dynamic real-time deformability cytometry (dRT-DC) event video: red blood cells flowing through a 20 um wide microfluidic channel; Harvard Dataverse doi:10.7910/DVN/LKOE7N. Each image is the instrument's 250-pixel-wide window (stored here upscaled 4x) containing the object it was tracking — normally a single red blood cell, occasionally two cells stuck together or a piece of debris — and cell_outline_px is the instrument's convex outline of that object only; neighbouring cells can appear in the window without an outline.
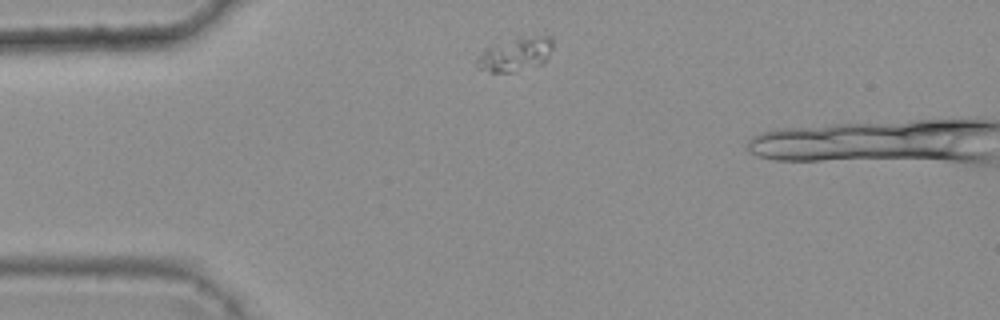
{"species": "common noctule bat (a hibernating species)", "species_latin": "Nyctalus noctula", "temperature_condition": "warm", "stored_images_in_passage": 2, "camera_frame_rate_fps": 3000, "um_per_image_px": 0.085, "animal": {"sex": "female", "body_mass_g": 25.1}, "frame": {"image": 1, "passage_image": 1, "time_ms": 0.0, "image_size_px": [1000, 320], "cell_outline_px": [[552, 48], [544, 64], [512, 72], [488, 72], [476, 68], [476, 60], [484, 48], [516, 36], [552, 36]], "centroid_in_image_um": [43.79, 4.61], "position_along_channel_um": 41.2, "area_um2": 15.32}}